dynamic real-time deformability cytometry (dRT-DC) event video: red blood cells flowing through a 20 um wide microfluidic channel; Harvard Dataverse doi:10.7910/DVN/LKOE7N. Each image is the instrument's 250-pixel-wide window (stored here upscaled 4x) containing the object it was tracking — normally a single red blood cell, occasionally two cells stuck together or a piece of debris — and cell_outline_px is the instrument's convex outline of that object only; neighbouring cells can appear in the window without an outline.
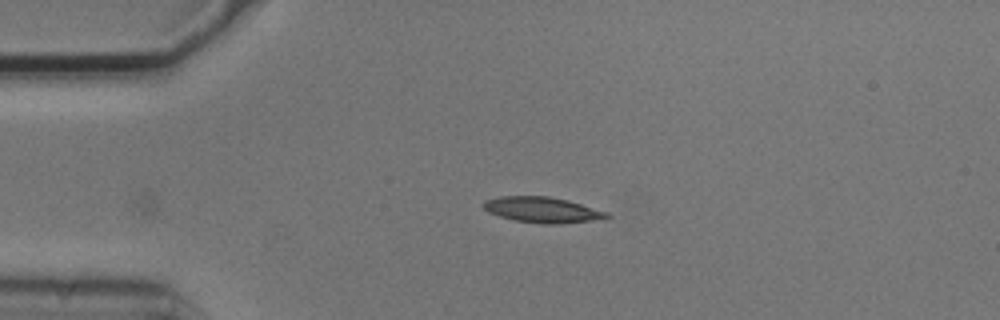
{"species": "common noctule bat (a hibernating species)", "species_latin": "Nyctalus noctula", "temperature_condition": "cold", "stored_images_in_passage": 3, "camera_frame_rate_fps": 3000, "um_per_image_px": 0.085, "animal": {"sex": "male", "body_mass_g": 20.5, "forearm_length_mm": 52.5}, "frame": {"image": 1, "passage_image": 1, "time_ms": 0.0, "image_size_px": [1000, 320], "cell_outline_px": [[612, 216], [608, 220], [556, 224], [544, 224], [516, 220], [500, 216], [488, 212], [484, 208], [484, 200], [500, 196], [548, 196], [568, 200], [608, 212]], "centroid_in_image_um": [46.2, 17.84], "position_along_channel_um": 38.8, "area_um2": 18.67}}